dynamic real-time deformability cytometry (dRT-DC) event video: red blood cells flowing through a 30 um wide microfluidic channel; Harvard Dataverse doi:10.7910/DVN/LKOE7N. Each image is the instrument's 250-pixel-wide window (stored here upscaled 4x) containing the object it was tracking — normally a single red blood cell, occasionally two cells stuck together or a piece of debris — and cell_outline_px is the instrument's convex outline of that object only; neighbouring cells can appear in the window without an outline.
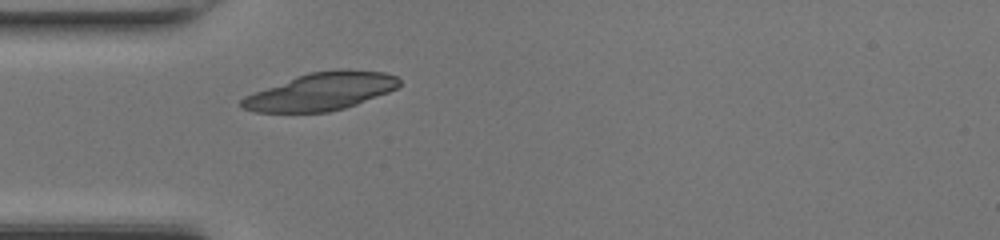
{"species": "common noctule bat (a hibernating species)", "species_latin": "Nyctalus noctula", "temperature_condition": "room temperature", "stored_images_in_passage": 34, "camera_frame_rate_fps": 3000, "um_per_image_px": 0.085, "animal": {"sex": "female", "body_mass_g": 17.0, "forearm_length_mm": 48.0}, "frame": {"image": 1, "passage_image": 1, "time_ms": 0.0, "image_size_px": [1000, 240], "cell_outline_px": [[400, 84], [396, 88], [388, 92], [356, 104], [344, 108], [328, 112], [256, 112], [244, 108], [240, 104], [240, 100], [244, 96], [296, 76], [308, 72], [348, 68], [384, 72], [396, 76], [400, 80]], "centroid_in_image_um": [27.3, 7.76], "position_along_channel_um": 57.7, "area_um2": 34.45}}
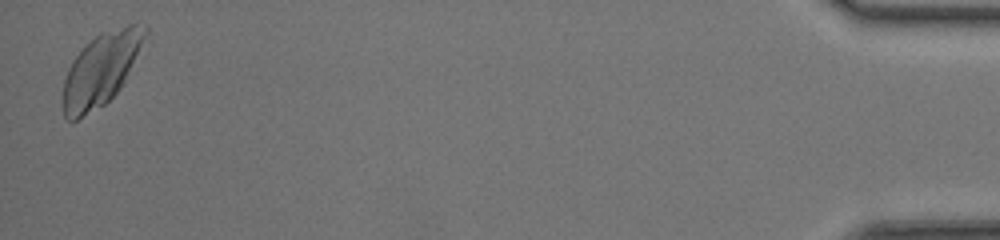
{"frame": {"image": 2, "passage_image": 34, "time_ms": 11.0, "image_size_px": [1000, 240], "cell_outline_px": [[148, 32], [120, 88], [104, 104], [72, 124], [64, 116], [64, 80], [68, 68], [76, 56], [100, 32], [128, 24], [144, 24], [148, 28]], "centroid_in_image_um": [8.58, 5.91], "position_along_channel_um": 426.6, "area_um2": 33.99}}